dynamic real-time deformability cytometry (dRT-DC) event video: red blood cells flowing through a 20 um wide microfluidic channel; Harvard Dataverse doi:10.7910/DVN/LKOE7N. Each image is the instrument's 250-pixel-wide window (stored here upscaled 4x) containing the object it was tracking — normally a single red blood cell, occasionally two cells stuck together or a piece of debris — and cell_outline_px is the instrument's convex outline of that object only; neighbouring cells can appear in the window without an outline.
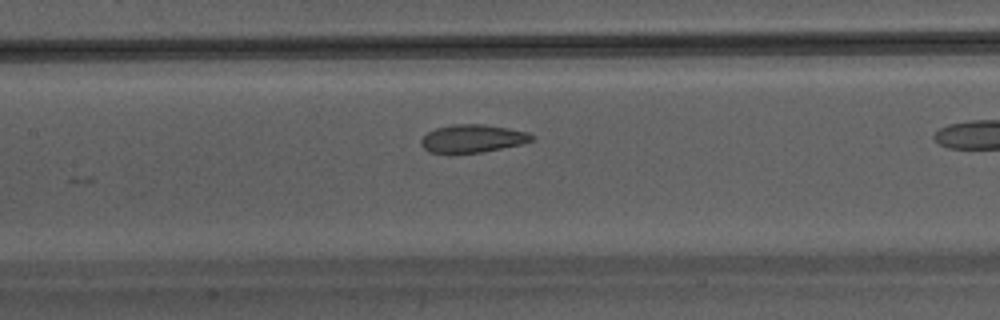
{"species": "Egyptian fruit bat (a non-hibernating species)", "species_latin": "Rousettus aegyptiacus", "temperature_condition": "warm", "stored_images_in_passage": 20, "camera_frame_rate_fps": 3000, "um_per_image_px": 0.085, "animal": {"sex": "male"}, "frame": {"image": 1, "passage_image": 9, "time_ms": 2.667, "image_size_px": [1000, 320], "cell_outline_px": [[536, 136], [532, 140], [520, 144], [480, 152], [432, 152], [424, 148], [420, 144], [420, 140], [428, 132], [436, 128], [452, 124], [484, 124], [508, 128], [528, 132]], "centroid_in_image_um": [40.18, 11.75], "position_along_channel_um": 167.2, "area_um2": 17.69}}